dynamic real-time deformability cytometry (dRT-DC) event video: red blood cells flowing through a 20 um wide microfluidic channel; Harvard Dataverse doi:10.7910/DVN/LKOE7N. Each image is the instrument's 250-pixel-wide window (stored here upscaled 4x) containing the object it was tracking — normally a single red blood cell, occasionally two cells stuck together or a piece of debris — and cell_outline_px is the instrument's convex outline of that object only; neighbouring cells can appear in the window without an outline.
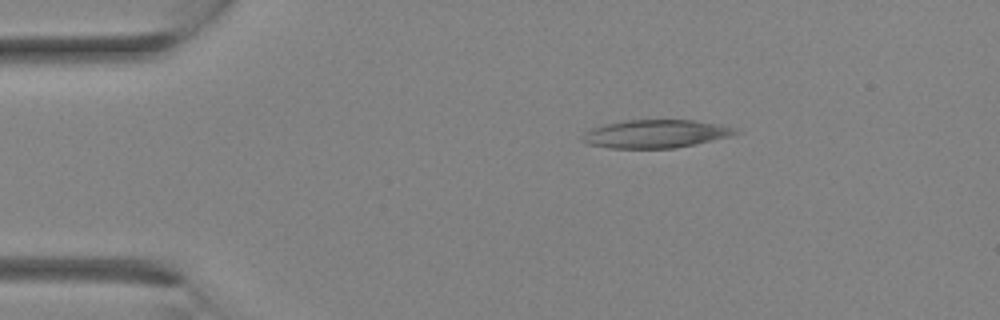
{"species": "Egyptian fruit bat (a non-hibernating species)", "species_latin": "Rousettus aegyptiacus", "temperature_condition": "room temperature", "stored_images_in_passage": 3, "camera_frame_rate_fps": 3000, "um_per_image_px": 0.085, "animal": {"sex": "female"}, "frame": {"image": 1, "passage_image": 2, "time_ms": 1.333, "image_size_px": [1000, 320], "cell_outline_px": [[744, 132], [732, 136], [696, 144], [676, 148], [608, 148], [588, 144], [580, 140], [580, 136], [592, 128], [604, 124], [624, 120], [692, 120], [716, 124], [732, 128]], "centroid_in_image_um": [55.71, 11.38], "position_along_channel_um": 29.3, "area_um2": 25.2}}